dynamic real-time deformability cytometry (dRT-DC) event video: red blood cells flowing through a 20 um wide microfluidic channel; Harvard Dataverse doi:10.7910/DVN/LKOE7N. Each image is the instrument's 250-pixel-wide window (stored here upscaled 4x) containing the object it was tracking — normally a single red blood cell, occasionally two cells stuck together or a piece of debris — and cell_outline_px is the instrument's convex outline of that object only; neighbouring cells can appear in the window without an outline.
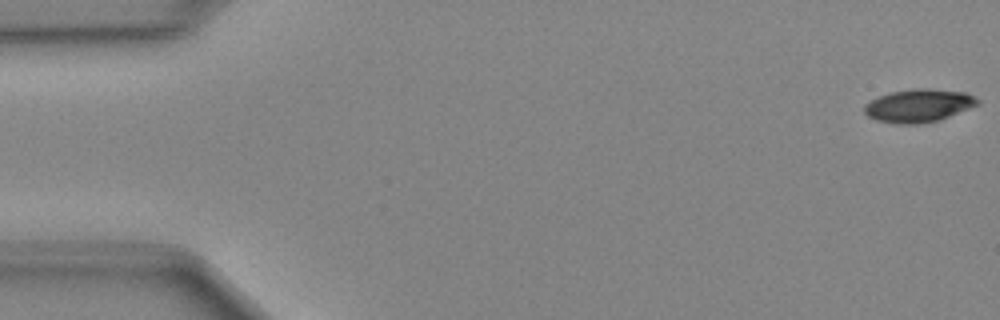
{"species": "Egyptian fruit bat (a non-hibernating species)", "species_latin": "Rousettus aegyptiacus", "temperature_condition": "cold", "stored_images_in_passage": 49, "camera_frame_rate_fps": 3000, "um_per_image_px": 0.085, "animal": {"sex": "female"}, "frame": {"image": 1, "passage_image": 1, "time_ms": 0.0, "image_size_px": [1000, 320], "cell_outline_px": [[980, 104], [940, 120], [920, 124], [896, 124], [876, 120], [868, 116], [864, 112], [864, 104], [880, 96], [892, 92], [916, 88], [928, 88], [968, 92], [980, 100]], "centroid_in_image_um": [78.12, 8.98], "position_along_channel_um": 6.9, "area_um2": 21.96}}
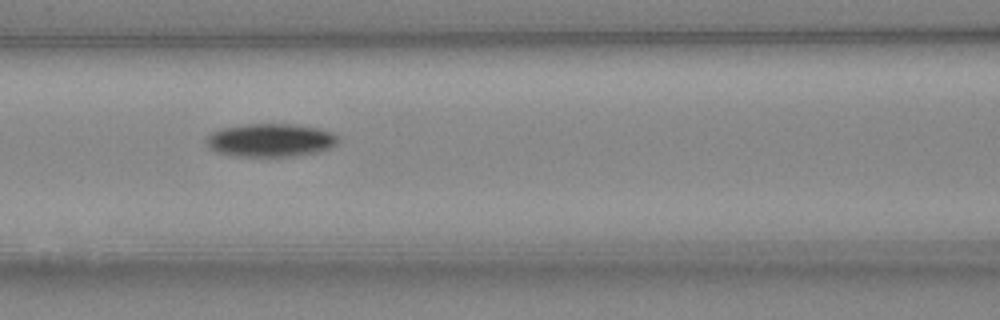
{"frame": {"image": 2, "passage_image": 21, "time_ms": 6.667, "image_size_px": [1000, 320], "cell_outline_px": [[340, 140], [336, 144], [328, 148], [316, 152], [292, 156], [236, 156], [216, 152], [208, 148], [208, 136], [212, 132], [224, 128], [244, 124], [292, 124], [316, 128], [332, 132]], "centroid_in_image_um": [22.99, 11.92], "position_along_channel_um": 143.6, "area_um2": 25.2}}
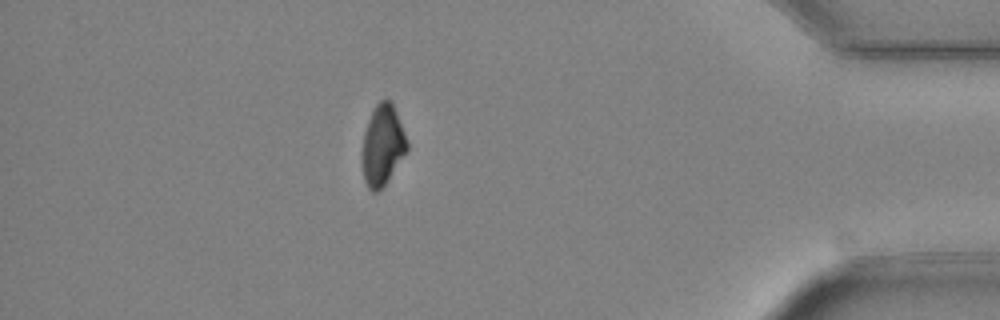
{"frame": {"image": 3, "passage_image": 43, "time_ms": 14.0, "image_size_px": [1000, 320], "cell_outline_px": [[408, 148], [388, 180], [376, 192], [372, 192], [368, 188], [364, 180], [360, 156], [364, 132], [368, 120], [376, 104], [380, 100], [388, 100], [392, 104], [396, 112], [404, 132], [408, 144]], "centroid_in_image_um": [32.47, 12.37], "position_along_channel_um": 402.7, "area_um2": 20.92}}